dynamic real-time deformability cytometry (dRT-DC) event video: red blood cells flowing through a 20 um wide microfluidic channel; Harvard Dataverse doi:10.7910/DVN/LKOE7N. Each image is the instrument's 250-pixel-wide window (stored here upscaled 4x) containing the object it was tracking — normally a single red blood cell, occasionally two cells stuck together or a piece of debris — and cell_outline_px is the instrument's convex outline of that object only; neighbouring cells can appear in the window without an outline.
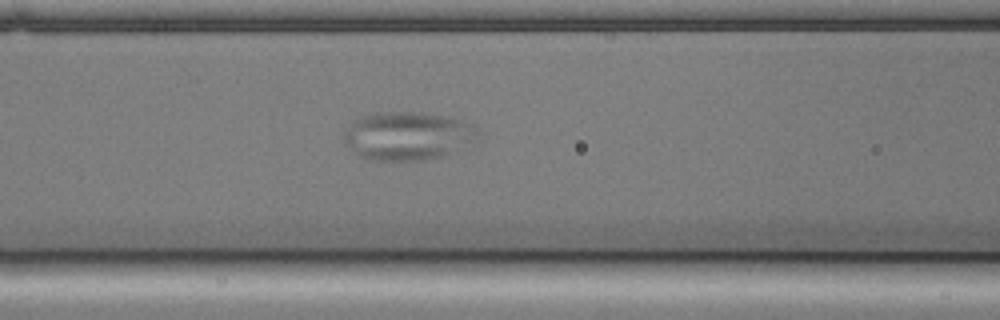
{"species": "common noctule bat (a hibernating species)", "species_latin": "Nyctalus noctula", "temperature_condition": "cold", "stored_images_in_passage": 56, "camera_frame_rate_fps": 3000, "um_per_image_px": 0.085, "animal": {"sex": "male", "body_mass_g": 17.9, "forearm_length_mm": 54.2}, "frame": {"image": 1, "passage_image": 22, "time_ms": 7.0, "image_size_px": [1000, 320], "cell_outline_px": [[480, 132], [472, 140], [456, 152], [444, 156], [424, 160], [376, 160], [360, 156], [344, 144], [344, 132], [348, 124], [364, 116], [388, 112], [412, 112], [440, 116], [460, 120], [472, 124]], "centroid_in_image_um": [34.63, 11.57], "position_along_channel_um": 132.0, "area_um2": 37.17}}
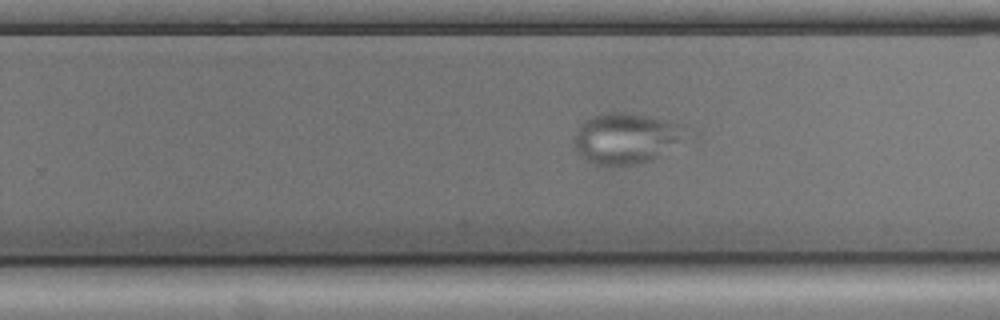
{"frame": {"image": 2, "passage_image": 34, "time_ms": 11.0, "image_size_px": [1000, 320], "cell_outline_px": [[700, 140], [648, 160], [636, 164], [596, 164], [584, 160], [572, 148], [572, 140], [576, 128], [588, 116], [604, 112], [624, 112], [644, 116], [692, 128], [700, 136]], "centroid_in_image_um": [53.39, 11.75], "position_along_channel_um": 276.4, "area_um2": 34.97}}